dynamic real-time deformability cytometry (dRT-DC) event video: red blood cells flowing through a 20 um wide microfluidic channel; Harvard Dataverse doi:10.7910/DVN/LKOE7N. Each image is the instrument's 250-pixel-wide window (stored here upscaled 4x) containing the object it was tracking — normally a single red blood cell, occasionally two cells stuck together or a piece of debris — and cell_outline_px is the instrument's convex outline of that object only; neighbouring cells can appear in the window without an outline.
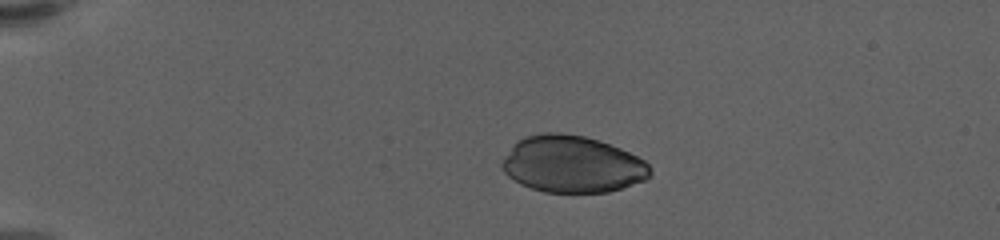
{"species": "human", "species_latin": "Homo sapiens", "temperature_condition": "warm", "stored_images_in_passage": 46, "camera_frame_rate_fps": 3000, "um_per_image_px": 0.085, "donor": {"sex": "female"}, "frame": {"image": 1, "passage_image": 1, "time_ms": 0.0, "image_size_px": [1000, 240], "cell_outline_px": [[652, 176], [644, 180], [608, 192], [544, 192], [520, 184], [508, 176], [504, 172], [500, 164], [504, 156], [524, 136], [544, 132], [560, 132], [584, 136], [620, 148], [644, 160], [652, 168]], "centroid_in_image_um": [48.64, 13.96], "position_along_channel_um": 36.4, "area_um2": 48.84}}
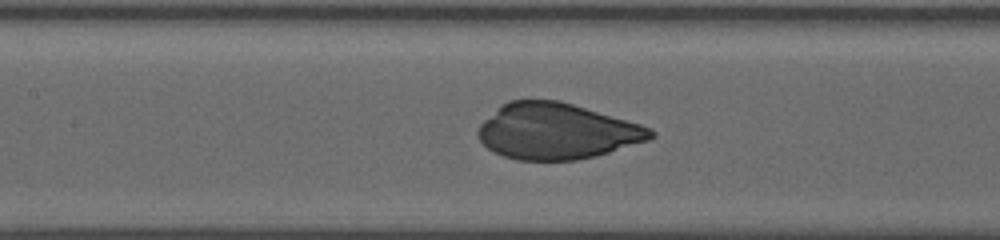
{"frame": {"image": 2, "passage_image": 17, "time_ms": 5.333, "image_size_px": [1000, 240], "cell_outline_px": [[656, 136], [648, 140], [596, 156], [576, 160], [516, 160], [504, 156], [488, 148], [480, 140], [476, 132], [480, 124], [500, 104], [508, 100], [560, 100], [640, 124], [652, 128], [656, 132]], "centroid_in_image_um": [47.31, 11.15], "position_along_channel_um": 160.1, "area_um2": 56.24}}
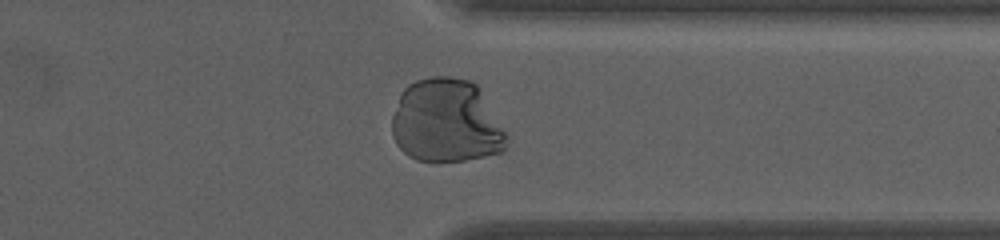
{"frame": {"image": 3, "passage_image": 35, "time_ms": 11.333, "image_size_px": [1000, 240], "cell_outline_px": [[508, 140], [504, 152], [464, 160], [436, 164], [416, 160], [408, 156], [396, 144], [392, 136], [392, 116], [400, 92], [408, 84], [416, 80], [432, 76], [452, 76], [468, 80], [476, 84], [504, 132]], "centroid_in_image_um": [37.88, 10.33], "position_along_channel_um": 373.5, "area_um2": 56.3}}